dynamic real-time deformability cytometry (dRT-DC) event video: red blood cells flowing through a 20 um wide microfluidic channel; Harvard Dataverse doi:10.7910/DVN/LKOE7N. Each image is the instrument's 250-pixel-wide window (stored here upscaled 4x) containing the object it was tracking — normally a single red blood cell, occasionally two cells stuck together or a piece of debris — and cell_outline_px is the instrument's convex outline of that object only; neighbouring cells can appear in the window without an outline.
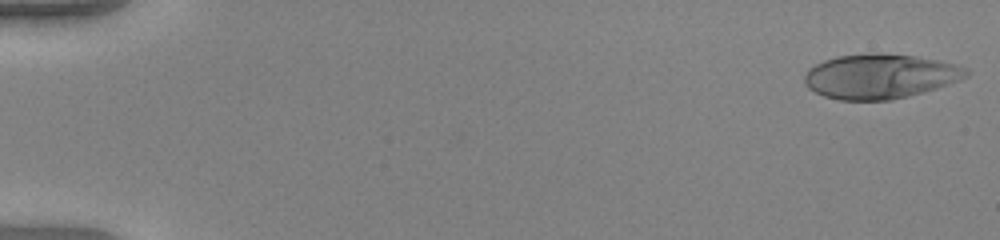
{"species": "human", "species_latin": "Homo sapiens", "temperature_condition": "warm", "stored_images_in_passage": 51, "camera_frame_rate_fps": 3000, "um_per_image_px": 0.085, "donor": {"sex": "female"}, "frame": {"image": 1, "passage_image": 1, "time_ms": 0.0, "image_size_px": [1000, 240], "cell_outline_px": [[968, 76], [960, 80], [936, 88], [908, 96], [888, 100], [840, 100], [824, 96], [808, 88], [804, 84], [804, 76], [808, 68], [824, 60], [836, 56], [876, 52], [912, 56], [936, 60], [968, 68]], "centroid_in_image_um": [74.76, 6.48], "position_along_channel_um": 10.2, "area_um2": 41.96}}
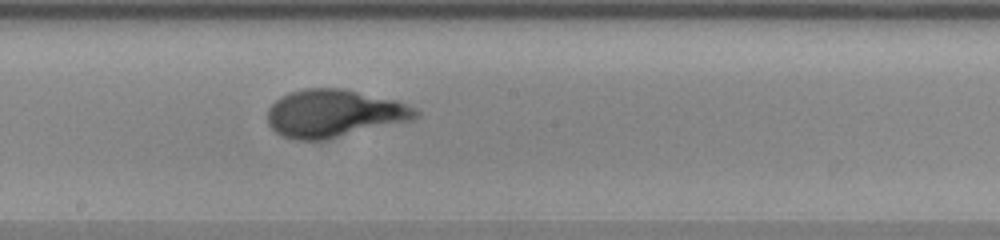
{"frame": {"image": 2, "passage_image": 29, "time_ms": 9.333, "image_size_px": [1000, 240], "cell_outline_px": [[420, 116], [412, 120], [324, 140], [296, 140], [280, 136], [268, 124], [268, 108], [280, 96], [288, 92], [304, 88], [344, 88], [396, 100], [416, 108], [420, 112]], "centroid_in_image_um": [28.39, 9.63], "position_along_channel_um": 219.8, "area_um2": 41.38}}
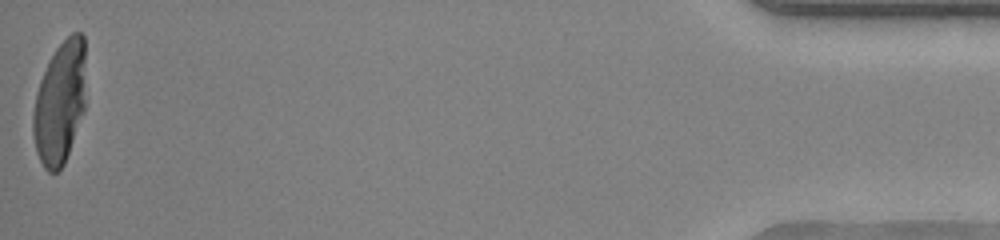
{"frame": {"image": 3, "passage_image": 51, "time_ms": 16.667, "image_size_px": [1000, 240], "cell_outline_px": [[84, 108], [64, 164], [56, 172], [48, 172], [44, 168], [36, 152], [32, 132], [32, 116], [36, 92], [40, 80], [56, 48], [72, 32], [80, 32], [84, 36]], "centroid_in_image_um": [5.06, 8.75], "position_along_channel_um": 430.1, "area_um2": 37.22}, "authors_computed_cell_mechanics": {"area_um2": 40.0554, "velocity_mm_per_s": 4.0457, "shape_relaxation_time_tau1_ms": 5.4981, "shape_relaxation_time_tau2_ms": null, "deformation_change_tau1": 0.3362, "deformation_change_tau2": null}}